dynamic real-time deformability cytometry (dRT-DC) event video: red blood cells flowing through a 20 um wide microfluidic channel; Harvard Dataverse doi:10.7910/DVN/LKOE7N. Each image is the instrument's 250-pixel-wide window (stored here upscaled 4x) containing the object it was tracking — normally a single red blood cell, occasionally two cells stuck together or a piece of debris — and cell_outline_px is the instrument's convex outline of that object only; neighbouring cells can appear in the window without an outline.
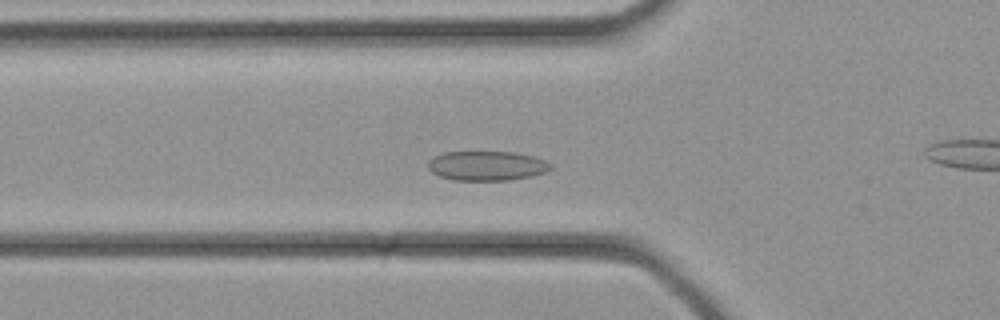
{"species": "common noctule bat (a hibernating species)", "species_latin": "Nyctalus noctula", "temperature_condition": "cold", "stored_images_in_passage": 35, "camera_frame_rate_fps": 3000, "um_per_image_px": 0.085, "animal": {"sex": "female", "body_mass_g": 21.9}, "frame": {"image": 1, "passage_image": 11, "time_ms": 3.333, "image_size_px": [1000, 320], "cell_outline_px": [[552, 168], [548, 172], [532, 176], [508, 180], [452, 180], [440, 176], [432, 172], [428, 168], [428, 160], [432, 156], [444, 152], [516, 152], [532, 156], [544, 160], [552, 164]], "centroid_in_image_um": [41.38, 14.09], "position_along_channel_um": 84.4, "area_um2": 21.27}}
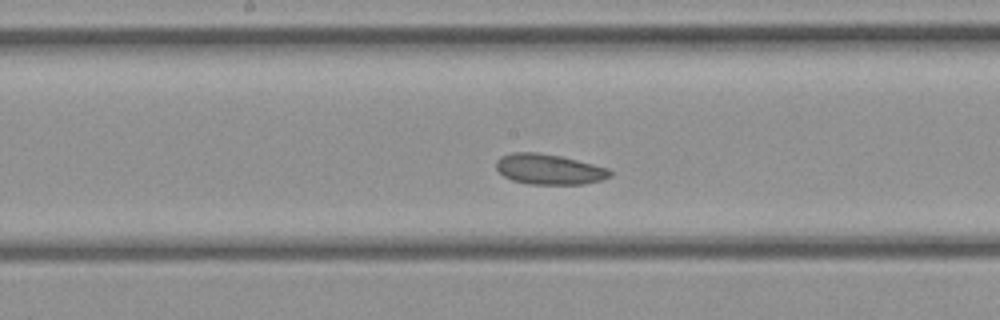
{"frame": {"image": 2, "passage_image": 17, "time_ms": 5.333, "image_size_px": [1000, 320], "cell_outline_px": [[612, 176], [604, 180], [584, 184], [528, 184], [512, 180], [504, 176], [496, 168], [496, 160], [500, 156], [512, 152], [536, 152], [560, 156], [608, 168], [612, 172]], "centroid_in_image_um": [46.67, 14.39], "position_along_channel_um": 201.5, "area_um2": 20.23}}
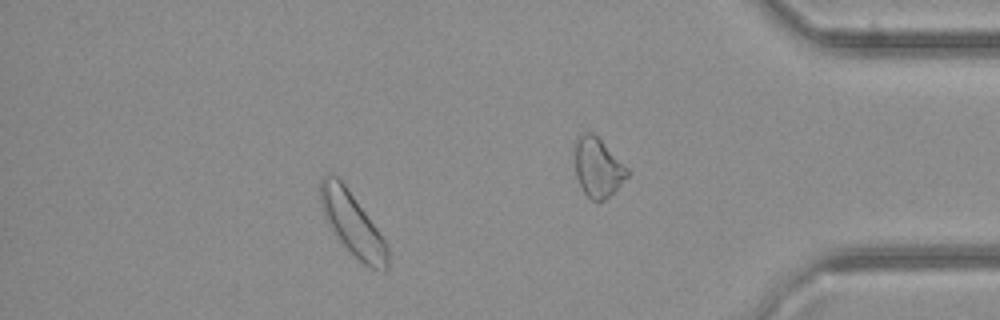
{"frame": {"image": 3, "passage_image": 30, "time_ms": 9.667, "image_size_px": [1000, 320], "cell_outline_px": [[388, 272], [384, 272], [368, 268], [348, 252], [340, 244], [324, 220], [320, 204], [320, 180], [324, 172], [332, 172], [344, 184], [388, 244]], "centroid_in_image_um": [29.92, 19.07], "position_along_channel_um": 405.3, "area_um2": 25.43}}